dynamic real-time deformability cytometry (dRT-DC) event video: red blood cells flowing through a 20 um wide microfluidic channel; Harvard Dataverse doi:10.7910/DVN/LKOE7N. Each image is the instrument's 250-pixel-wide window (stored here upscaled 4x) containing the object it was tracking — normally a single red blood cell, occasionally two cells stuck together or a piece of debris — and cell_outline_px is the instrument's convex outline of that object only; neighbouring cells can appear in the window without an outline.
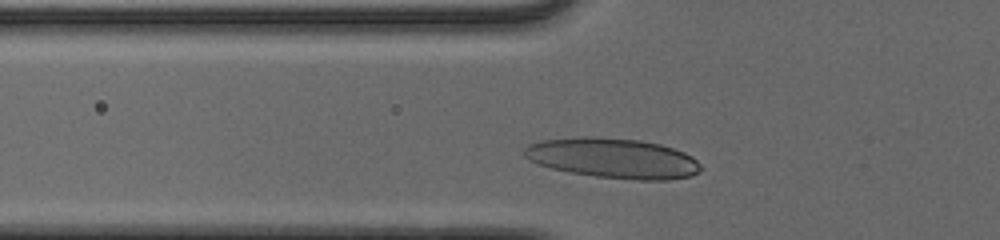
{"species": "human", "species_latin": "Homo sapiens", "temperature_condition": "cold", "stored_images_in_passage": 31, "camera_frame_rate_fps": 3000, "um_per_image_px": 0.085, "donor": {"sex": "male"}, "frame": {"image": 1, "passage_image": 5, "time_ms": 1.333, "image_size_px": [1000, 240], "cell_outline_px": [[704, 168], [700, 172], [692, 176], [668, 180], [636, 180], [596, 176], [572, 172], [552, 168], [536, 164], [528, 160], [524, 156], [524, 148], [528, 144], [540, 140], [584, 136], [596, 136], [640, 140], [660, 144], [684, 152], [692, 156]], "centroid_in_image_um": [52.11, 13.44], "position_along_channel_um": 73.7, "area_um2": 41.56}}
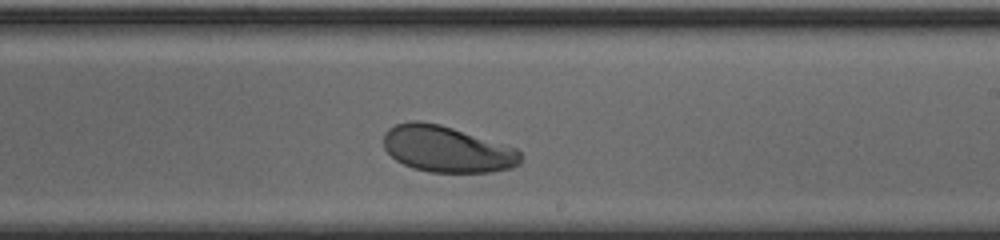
{"frame": {"image": 2, "passage_image": 19, "time_ms": 6.0, "image_size_px": [1000, 240], "cell_outline_px": [[520, 164], [512, 168], [492, 172], [428, 172], [412, 168], [396, 160], [384, 148], [384, 132], [388, 128], [396, 124], [408, 120], [420, 120], [440, 124], [516, 148], [520, 152]], "centroid_in_image_um": [37.96, 12.67], "position_along_channel_um": 251.0, "area_um2": 36.99}}
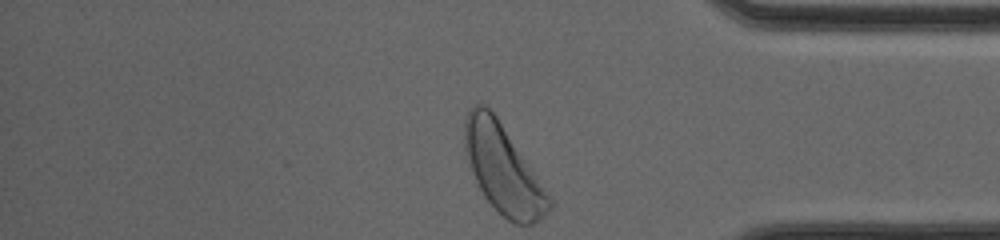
{"frame": {"image": 3, "passage_image": 31, "time_ms": 10.0, "image_size_px": [1000, 240], "cell_outline_px": [[552, 204], [540, 220], [532, 224], [516, 224], [508, 220], [484, 196], [476, 184], [468, 164], [464, 148], [464, 120], [472, 104], [484, 104], [496, 116], [552, 200]], "centroid_in_image_um": [42.7, 14.36], "position_along_channel_um": 392.5, "area_um2": 42.6}, "authors_computed_cell_mechanics": {"area_um2": 37.281, "velocity_mm_per_s": 3.8495, "shape_relaxation_time_tau1_ms": 1.955, "shape_relaxation_time_tau2_ms": null, "deformation_change_tau1": 0.1298, "deformation_change_tau2": null}}